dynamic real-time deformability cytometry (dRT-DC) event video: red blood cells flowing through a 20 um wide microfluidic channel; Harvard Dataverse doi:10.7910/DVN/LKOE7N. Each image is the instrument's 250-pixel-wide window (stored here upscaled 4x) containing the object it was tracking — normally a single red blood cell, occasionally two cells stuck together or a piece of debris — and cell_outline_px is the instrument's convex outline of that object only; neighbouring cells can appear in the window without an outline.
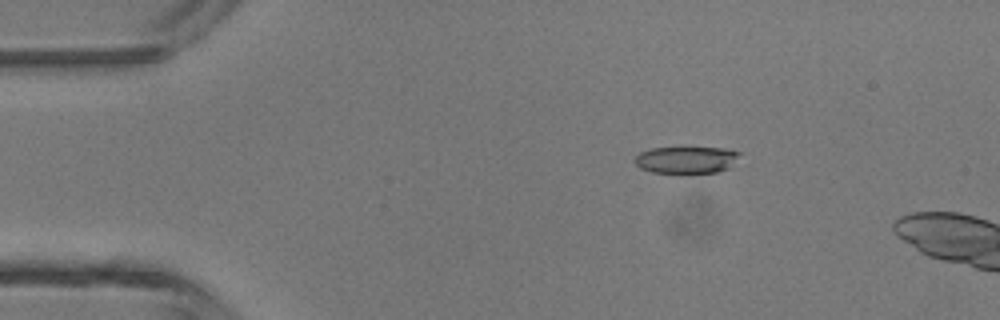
{"species": "common noctule bat (a hibernating species)", "species_latin": "Nyctalus noctula", "temperature_condition": "room temperature", "stored_images_in_passage": 13, "camera_frame_rate_fps": 3000, "um_per_image_px": 0.085, "animal": {"sex": "male", "body_mass_g": 13.3}, "frame": {"image": 1, "passage_image": 8, "time_ms": 2.333, "image_size_px": [1000, 320], "cell_outline_px": [[740, 152], [728, 168], [716, 172], [652, 172], [640, 168], [632, 160], [640, 152], [652, 148], [684, 144], [724, 148]], "centroid_in_image_um": [58.27, 13.51], "position_along_channel_um": 26.7, "area_um2": 17.05}}